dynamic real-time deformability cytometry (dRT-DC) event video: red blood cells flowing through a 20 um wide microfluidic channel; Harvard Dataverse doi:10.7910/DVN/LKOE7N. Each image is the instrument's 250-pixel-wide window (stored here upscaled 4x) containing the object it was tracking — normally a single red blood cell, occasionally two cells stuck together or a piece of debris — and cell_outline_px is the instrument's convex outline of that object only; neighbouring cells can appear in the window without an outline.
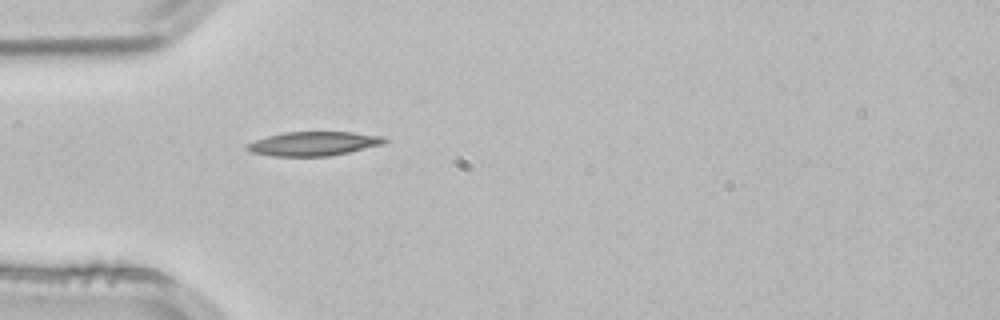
{"species": "common noctule bat (a hibernating species)", "species_latin": "Nyctalus noctula", "temperature_condition": "room temperature", "stored_images_in_passage": 1, "camera_frame_rate_fps": 3000, "um_per_image_px": 0.085, "animal": {"sex": "male", "body_mass_g": 21.5, "forearm_length_mm": 52.0}, "frame": {"image": 1, "passage_image": 1, "time_ms": 0.0, "image_size_px": [1000, 320], "cell_outline_px": [[388, 140], [384, 144], [348, 152], [328, 156], [272, 156], [252, 152], [244, 148], [244, 144], [268, 136], [284, 132], [352, 132], [384, 136]], "centroid_in_image_um": [26.65, 12.21], "position_along_channel_um": 58.4, "area_um2": 19.31}}